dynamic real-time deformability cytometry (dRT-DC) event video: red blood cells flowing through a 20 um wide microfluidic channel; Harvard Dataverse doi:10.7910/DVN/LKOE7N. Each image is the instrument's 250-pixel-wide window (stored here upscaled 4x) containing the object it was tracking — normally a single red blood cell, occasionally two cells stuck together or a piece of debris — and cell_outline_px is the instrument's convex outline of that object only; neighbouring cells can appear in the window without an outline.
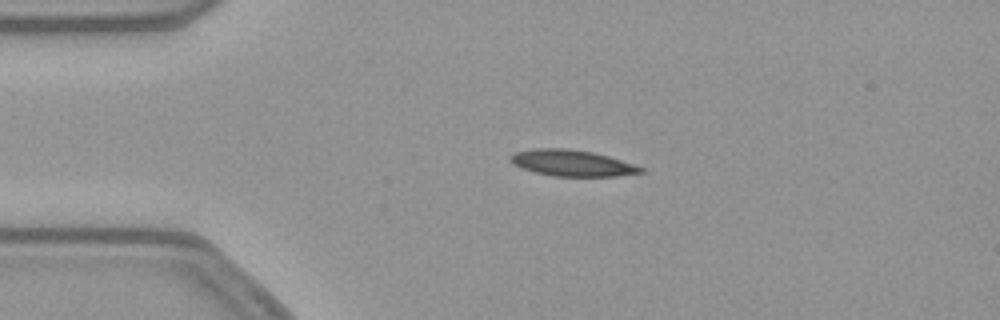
{"species": "common noctule bat (a hibernating species)", "species_latin": "Nyctalus noctula", "temperature_condition": "warm", "stored_images_in_passage": 16, "camera_frame_rate_fps": 3000, "um_per_image_px": 0.085, "animal": {"sex": "female", "body_mass_g": 21.9}, "frame": {"image": 1, "passage_image": 1, "time_ms": 0.0, "image_size_px": [1000, 320], "cell_outline_px": [[644, 172], [616, 176], [552, 176], [520, 168], [512, 164], [508, 156], [516, 152], [532, 148], [568, 148], [592, 152], [608, 156], [644, 168]], "centroid_in_image_um": [48.56, 13.85], "position_along_channel_um": 36.4, "area_um2": 19.88}}
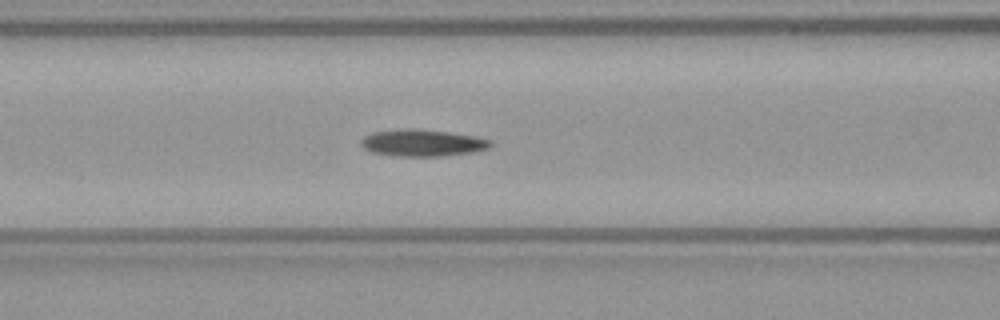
{"frame": {"image": 2, "passage_image": 11, "time_ms": 3.333, "image_size_px": [1000, 320], "cell_outline_px": [[492, 144], [488, 148], [472, 152], [440, 156], [392, 156], [372, 152], [364, 148], [360, 144], [360, 140], [364, 136], [372, 132], [400, 128], [416, 128], [448, 132], [476, 136], [492, 140]], "centroid_in_image_um": [35.87, 12.13], "position_along_channel_um": 130.7, "area_um2": 20.46}}
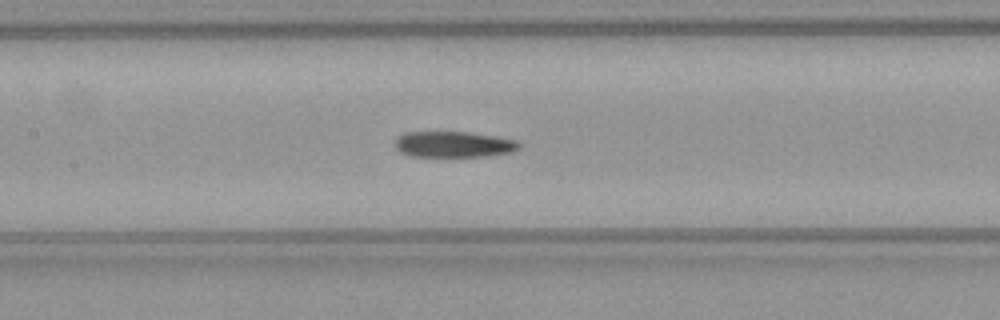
{"frame": {"image": 3, "passage_image": 14, "time_ms": 4.333, "image_size_px": [1000, 320], "cell_outline_px": [[520, 148], [512, 152], [488, 156], [412, 156], [400, 152], [396, 148], [396, 140], [404, 132], [468, 132], [516, 140], [520, 144]], "centroid_in_image_um": [38.57, 12.27], "position_along_channel_um": 168.8, "area_um2": 18.55}}